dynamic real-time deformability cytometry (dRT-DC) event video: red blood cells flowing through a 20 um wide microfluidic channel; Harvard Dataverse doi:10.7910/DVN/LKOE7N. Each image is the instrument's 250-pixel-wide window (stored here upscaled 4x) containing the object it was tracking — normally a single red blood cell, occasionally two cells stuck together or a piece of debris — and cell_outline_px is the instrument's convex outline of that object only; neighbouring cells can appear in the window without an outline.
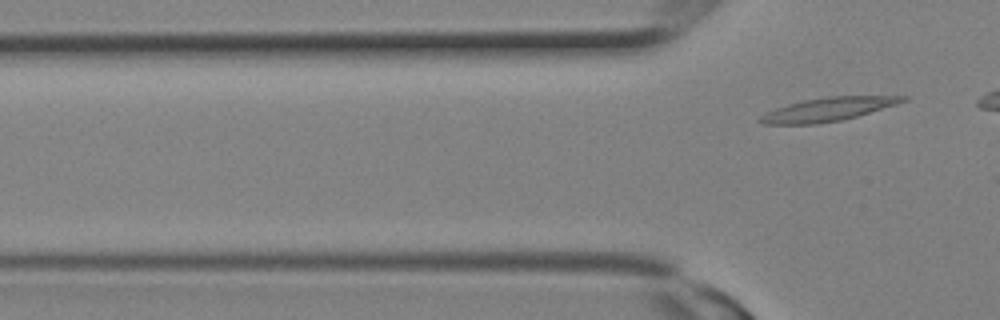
{"species": "Egyptian fruit bat (a non-hibernating species)", "species_latin": "Rousettus aegyptiacus", "temperature_condition": "room temperature", "stored_images_in_passage": 3, "camera_frame_rate_fps": 3000, "um_per_image_px": 0.085, "animal": {"sex": "female"}, "frame": {"image": 1, "passage_image": 3, "time_ms": 0.667, "image_size_px": [1000, 320], "cell_outline_px": [[908, 100], [896, 104], [856, 116], [840, 120], [816, 124], [764, 124], [756, 120], [760, 116], [776, 108], [788, 104], [804, 100], [828, 96], [908, 96]], "centroid_in_image_um": [70.35, 9.29], "position_along_channel_um": 55.4, "area_um2": 19.25}}